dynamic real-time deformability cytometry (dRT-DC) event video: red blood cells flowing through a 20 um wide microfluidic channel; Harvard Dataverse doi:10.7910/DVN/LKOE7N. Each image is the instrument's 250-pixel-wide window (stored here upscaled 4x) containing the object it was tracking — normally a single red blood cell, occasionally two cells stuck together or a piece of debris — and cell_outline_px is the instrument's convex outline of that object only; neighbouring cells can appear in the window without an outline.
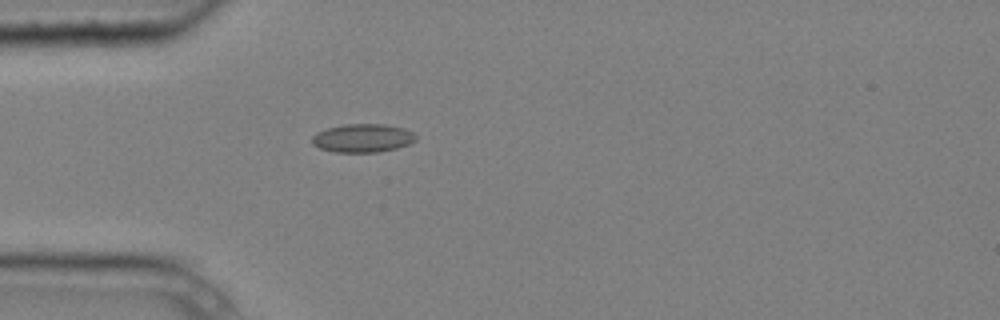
{"species": "common noctule bat (a hibernating species)", "species_latin": "Nyctalus noctula", "temperature_condition": "cold", "stored_images_in_passage": 5, "camera_frame_rate_fps": 3000, "um_per_image_px": 0.085, "animal": {"sex": "male", "body_mass_g": 20.4}, "frame": {"image": 1, "passage_image": 5, "time_ms": 1.333, "image_size_px": [1000, 320], "cell_outline_px": [[416, 140], [408, 144], [396, 148], [376, 152], [336, 152], [320, 148], [312, 144], [312, 136], [316, 132], [328, 128], [344, 124], [384, 124], [404, 128], [412, 132], [416, 136]], "centroid_in_image_um": [30.81, 11.73], "position_along_channel_um": 54.2, "area_um2": 17.11}}